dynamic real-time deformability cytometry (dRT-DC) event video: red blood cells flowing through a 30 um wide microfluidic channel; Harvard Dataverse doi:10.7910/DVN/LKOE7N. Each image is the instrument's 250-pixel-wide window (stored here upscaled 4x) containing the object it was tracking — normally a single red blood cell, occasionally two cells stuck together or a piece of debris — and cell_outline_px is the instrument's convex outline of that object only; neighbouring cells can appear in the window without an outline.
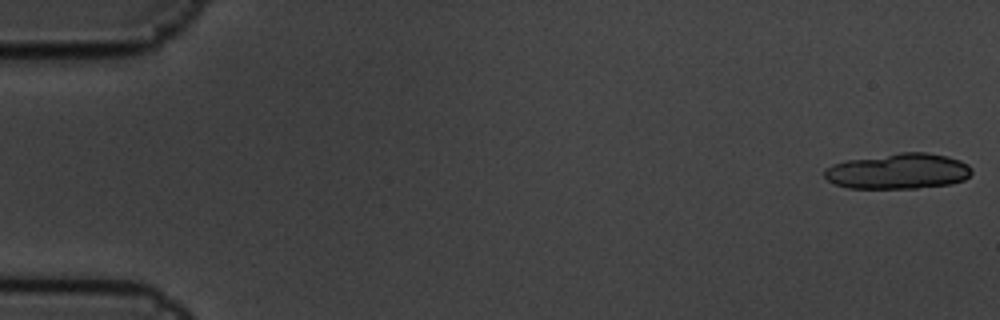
{"species": "common noctule bat (a hibernating species)", "species_latin": "Nyctalus noctula", "temperature_condition": "cold", "stored_images_in_passage": 9, "camera_frame_rate_fps": 3000, "um_per_image_px": 0.085, "animal": {"sex": "male", "body_mass_g": 19.5, "forearm_length_mm": 54.6}, "frame": {"image": 1, "passage_image": 1, "time_ms": 0.0, "image_size_px": [1000, 320], "cell_outline_px": [[972, 172], [964, 180], [952, 184], [916, 188], [848, 188], [836, 184], [828, 180], [824, 176], [824, 168], [832, 164], [844, 160], [900, 152], [928, 152], [948, 156], [960, 160], [968, 164], [972, 168]], "centroid_in_image_um": [76.35, 14.54], "position_along_channel_um": 8.6, "area_um2": 30.87}}